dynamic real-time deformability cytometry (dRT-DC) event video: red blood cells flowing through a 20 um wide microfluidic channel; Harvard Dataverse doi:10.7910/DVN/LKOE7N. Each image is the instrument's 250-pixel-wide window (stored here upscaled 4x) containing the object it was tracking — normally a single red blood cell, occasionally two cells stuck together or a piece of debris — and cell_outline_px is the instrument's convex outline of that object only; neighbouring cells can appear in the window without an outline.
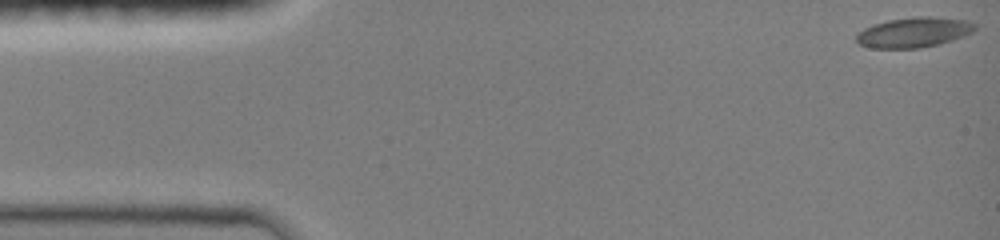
{"species": "common noctule bat (a hibernating species)", "species_latin": "Nyctalus noctula", "temperature_condition": "room temperature", "stored_images_in_passage": 52, "camera_frame_rate_fps": 3000, "um_per_image_px": 0.085, "animal": {"sex": "female", "body_mass_g": 19.0, "forearm_length_mm": 51.5}, "frame": {"image": 1, "passage_image": 1, "time_ms": 0.0, "image_size_px": [1000, 240], "cell_outline_px": [[976, 28], [972, 32], [964, 36], [940, 44], [920, 48], [872, 48], [860, 44], [856, 40], [856, 36], [864, 28], [872, 24], [888, 20], [916, 16], [928, 16], [968, 20], [976, 24]], "centroid_in_image_um": [77.7, 2.74], "position_along_channel_um": 7.3, "area_um2": 20.87}}
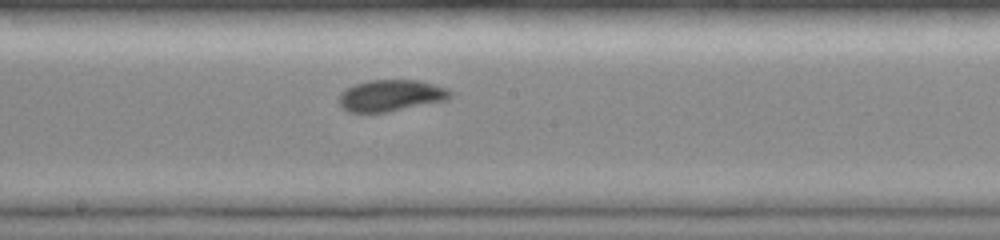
{"frame": {"image": 2, "passage_image": 34, "time_ms": 8.0, "image_size_px": [1000, 240], "cell_outline_px": [[452, 96], [448, 100], [388, 112], [348, 112], [340, 108], [340, 96], [348, 88], [356, 84], [368, 80], [420, 80], [448, 88], [452, 92]], "centroid_in_image_um": [33.28, 8.12], "position_along_channel_um": 214.9, "area_um2": 20.46}}
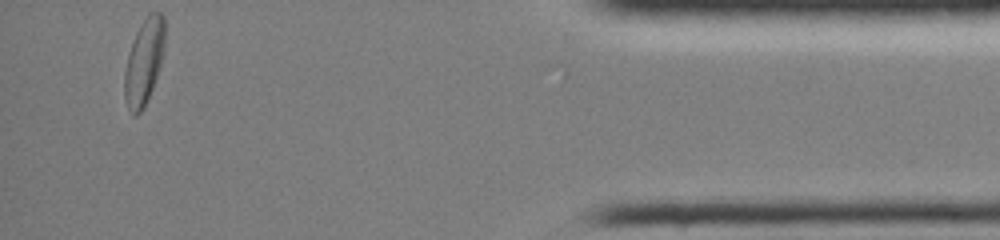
{"frame": {"image": 3, "passage_image": 52, "time_ms": 14.333, "image_size_px": [1000, 240], "cell_outline_px": [[164, 48], [160, 64], [152, 88], [144, 108], [136, 116], [132, 116], [124, 100], [124, 72], [128, 52], [132, 40], [140, 24], [148, 12], [160, 12], [164, 16]], "centroid_in_image_um": [12.21, 5.24], "position_along_channel_um": 423.0, "area_um2": 20.29}, "authors_computed_cell_mechanics": {"area_um2": 19.9988, "velocity_mm_per_s": 4.0958, "shape_relaxation_time_tau1_ms": 4.2693, "shape_relaxation_time_tau2_ms": 2.2068, "deformation_change_tau1": 0.138, "deformation_change_tau2": 0.0565}}